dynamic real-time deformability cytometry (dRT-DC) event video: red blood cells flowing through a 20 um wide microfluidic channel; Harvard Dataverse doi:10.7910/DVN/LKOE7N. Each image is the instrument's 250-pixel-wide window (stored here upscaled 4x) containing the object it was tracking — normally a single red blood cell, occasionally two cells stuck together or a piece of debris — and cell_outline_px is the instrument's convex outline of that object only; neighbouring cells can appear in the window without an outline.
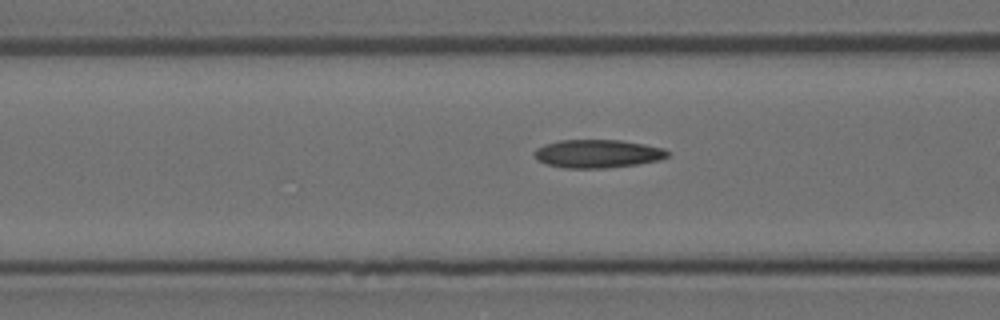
{"species": "Egyptian fruit bat (a non-hibernating species)", "species_latin": "Rousettus aegyptiacus", "temperature_condition": "room temperature", "stored_images_in_passage": 8, "camera_frame_rate_fps": 3000, "um_per_image_px": 0.085, "animal": {"sex": "female"}, "frame": {"image": 1, "passage_image": 6, "time_ms": 1.667, "image_size_px": [1000, 320], "cell_outline_px": [[668, 156], [660, 160], [636, 164], [608, 168], [564, 168], [544, 164], [536, 160], [532, 156], [532, 152], [536, 148], [544, 144], [560, 140], [620, 140], [644, 144], [664, 148], [668, 152]], "centroid_in_image_um": [50.72, 13.07], "position_along_channel_um": 115.9, "area_um2": 22.2}}